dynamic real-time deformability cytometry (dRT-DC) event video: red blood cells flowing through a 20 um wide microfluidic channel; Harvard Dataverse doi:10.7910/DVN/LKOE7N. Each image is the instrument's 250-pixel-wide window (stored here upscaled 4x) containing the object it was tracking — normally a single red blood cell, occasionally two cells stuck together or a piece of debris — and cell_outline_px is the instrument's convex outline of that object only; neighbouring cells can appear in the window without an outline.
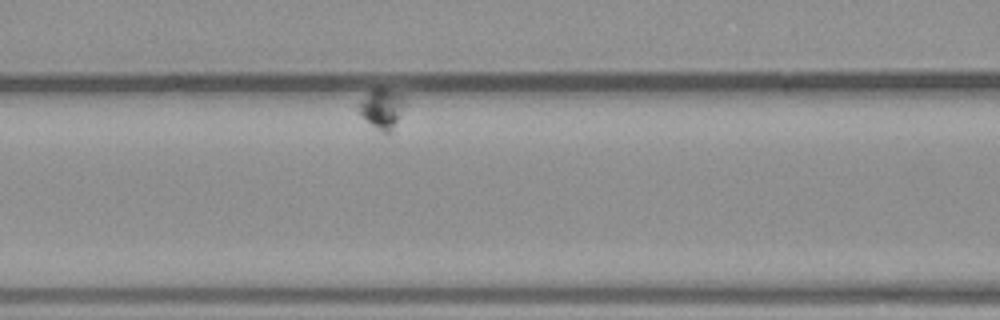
{"species": "common noctule bat (a hibernating species)", "species_latin": "Nyctalus noctula", "temperature_condition": "warm", "stored_images_in_passage": 38, "segment_of_instrument_passage": [2, 2], "camera_frame_rate_fps": 3000, "um_per_image_px": 0.085, "animal": {"sex": "male", "body_mass_g": 23.1, "forearm_length_mm": 52.7}, "frame": {"image": 1, "passage_image": 11, "time_ms": 3.333, "image_size_px": [1000, 320], "cell_outline_px": [[404, 108], [392, 132], [384, 132], [360, 116], [360, 100], [368, 92], [376, 88], [380, 88], [396, 92], [404, 100]], "centroid_in_image_um": [32.47, 9.23], "position_along_channel_um": 134.1, "area_um2": 10.29}}
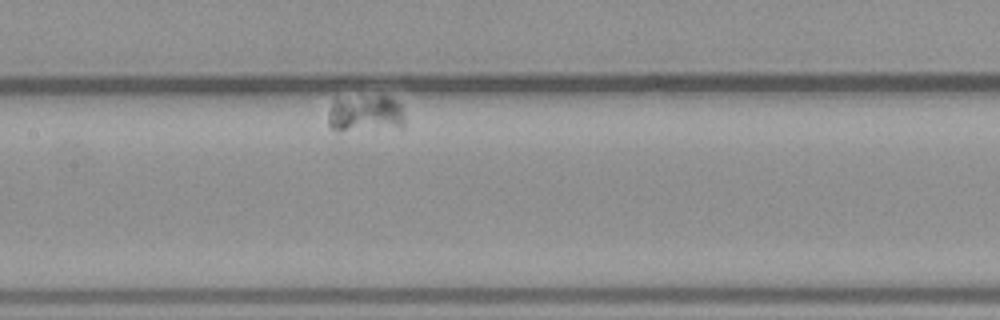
{"frame": {"image": 2, "passage_image": 16, "time_ms": 5.0, "image_size_px": [1000, 320], "cell_outline_px": [[404, 128], [340, 132], [336, 132], [328, 128], [328, 112], [332, 100], [336, 96], [388, 96], [396, 100], [404, 108]], "centroid_in_image_um": [31.02, 9.67], "position_along_channel_um": 176.4, "area_um2": 17.8}}
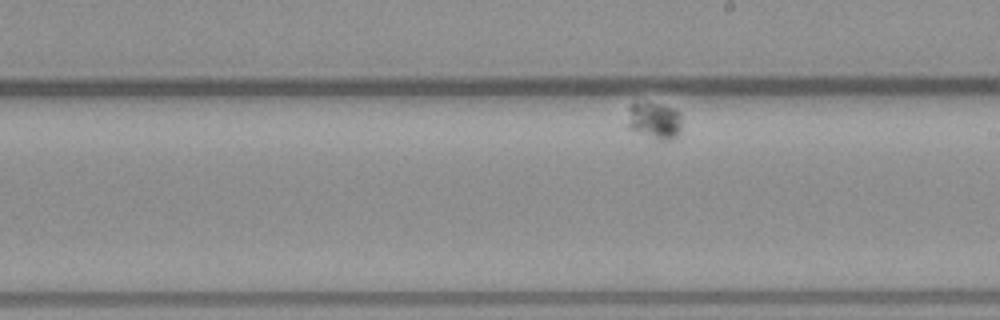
{"frame": {"image": 3, "passage_image": 22, "time_ms": 7.0, "image_size_px": [1000, 320], "cell_outline_px": [[680, 132], [672, 140], [656, 140], [624, 128], [628, 108], [632, 104], [660, 104], [676, 108], [680, 112]], "centroid_in_image_um": [55.57, 10.29], "position_along_channel_um": 233.4, "area_um2": 12.08}}